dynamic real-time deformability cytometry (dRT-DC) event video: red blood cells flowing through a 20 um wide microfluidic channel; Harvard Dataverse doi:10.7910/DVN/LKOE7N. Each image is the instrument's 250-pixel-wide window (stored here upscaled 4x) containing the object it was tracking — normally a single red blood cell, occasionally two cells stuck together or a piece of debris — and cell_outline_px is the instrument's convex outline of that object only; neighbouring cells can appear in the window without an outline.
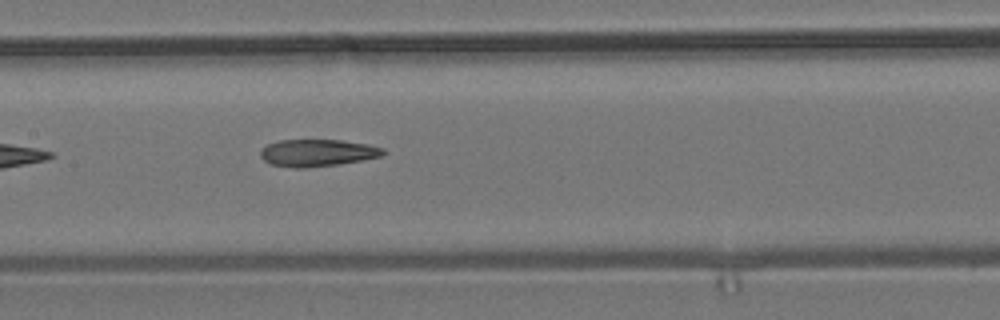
{"species": "common noctule bat (a hibernating species)", "species_latin": "Nyctalus noctula", "temperature_condition": "room temperature", "stored_images_in_passage": 11, "camera_frame_rate_fps": 3000, "um_per_image_px": 0.085, "animal": {"sex": "male", "body_mass_g": 19.2, "forearm_length_mm": 51.8}, "frame": {"image": 1, "passage_image": 11, "time_ms": 13.333, "image_size_px": [1000, 320], "cell_outline_px": [[384, 152], [380, 156], [364, 160], [336, 164], [304, 168], [292, 168], [272, 164], [264, 160], [260, 156], [260, 148], [268, 144], [280, 140], [340, 140], [368, 144], [384, 148]], "centroid_in_image_um": [26.95, 12.99], "position_along_channel_um": 180.4, "area_um2": 19.31}}